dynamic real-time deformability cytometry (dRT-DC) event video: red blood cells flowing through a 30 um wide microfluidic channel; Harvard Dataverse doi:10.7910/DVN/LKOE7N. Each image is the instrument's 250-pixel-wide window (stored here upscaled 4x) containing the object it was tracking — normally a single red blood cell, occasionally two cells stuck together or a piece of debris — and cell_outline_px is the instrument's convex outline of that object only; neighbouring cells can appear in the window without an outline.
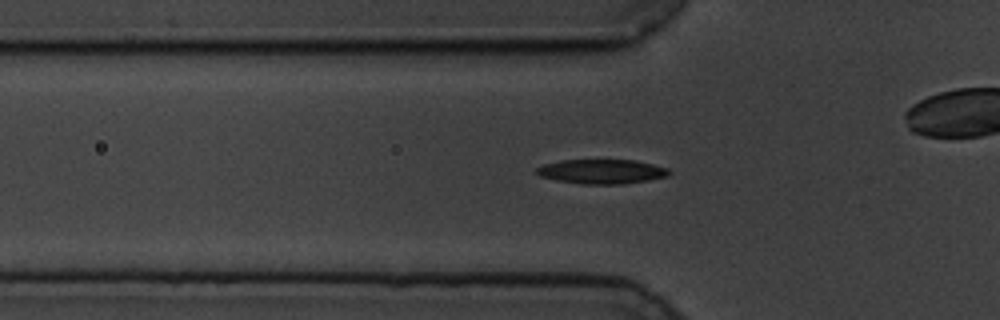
{"species": "common noctule bat (a hibernating species)", "species_latin": "Nyctalus noctula", "temperature_condition": "cold", "stored_images_in_passage": 40, "camera_frame_rate_fps": 3000, "um_per_image_px": 0.085, "animal": {"sex": "male", "body_mass_g": 19.5, "forearm_length_mm": 54.6}, "frame": {"image": 1, "passage_image": 5, "time_ms": 1.333, "image_size_px": [1000, 320], "cell_outline_px": [[672, 172], [668, 176], [648, 180], [624, 184], [580, 184], [556, 180], [540, 176], [536, 172], [536, 168], [544, 164], [560, 160], [636, 160], [668, 168]], "centroid_in_image_um": [51.16, 14.58], "position_along_channel_um": 74.6, "area_um2": 18.96}}
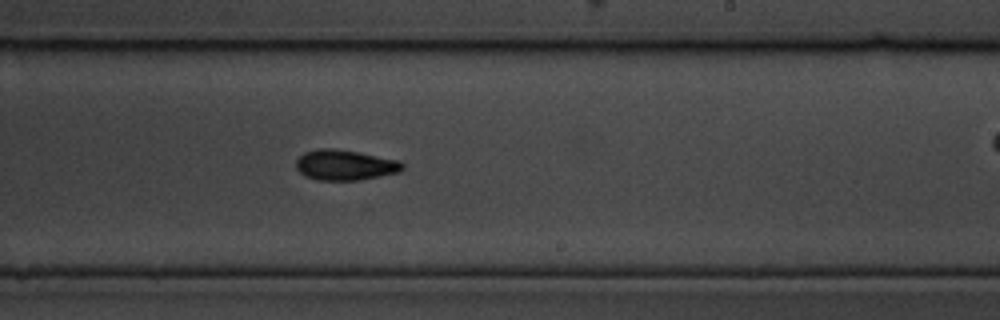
{"frame": {"image": 2, "passage_image": 21, "time_ms": 6.667, "image_size_px": [1000, 320], "cell_outline_px": [[404, 168], [400, 172], [360, 180], [320, 180], [304, 176], [296, 168], [296, 160], [304, 152], [320, 148], [332, 148], [356, 152], [400, 160], [404, 164]], "centroid_in_image_um": [29.33, 14.03], "position_along_channel_um": 259.7, "area_um2": 18.84}}
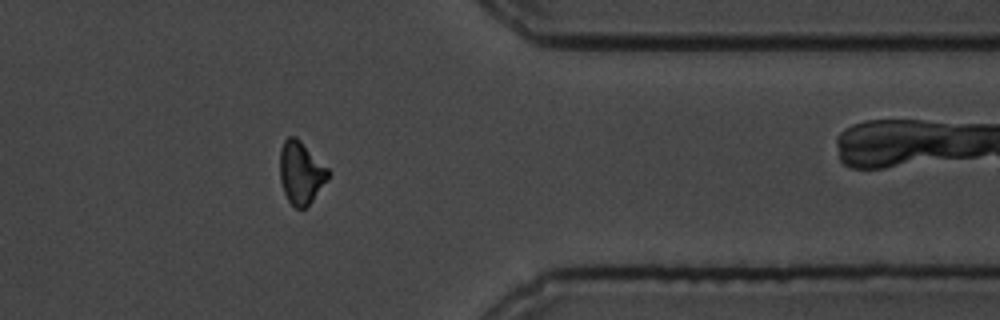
{"frame": {"image": 3, "passage_image": 33, "time_ms": 10.667, "image_size_px": [1000, 320], "cell_outline_px": [[332, 172], [328, 180], [312, 200], [304, 208], [296, 208], [288, 200], [284, 192], [280, 180], [280, 148], [284, 140], [288, 136], [296, 136]], "centroid_in_image_um": [25.59, 14.66], "position_along_channel_um": 385.8, "area_um2": 17.63}, "authors_computed_cell_mechanics": {"area_um2": 18.3226, "velocity_mm_per_s": 3.4636, "shape_relaxation_time_tau1_ms": 5.5693, "shape_relaxation_time_tau2_ms": 6.3546, "deformation_change_tau1": 0.1724, "deformation_change_tau2": 0.1226}}